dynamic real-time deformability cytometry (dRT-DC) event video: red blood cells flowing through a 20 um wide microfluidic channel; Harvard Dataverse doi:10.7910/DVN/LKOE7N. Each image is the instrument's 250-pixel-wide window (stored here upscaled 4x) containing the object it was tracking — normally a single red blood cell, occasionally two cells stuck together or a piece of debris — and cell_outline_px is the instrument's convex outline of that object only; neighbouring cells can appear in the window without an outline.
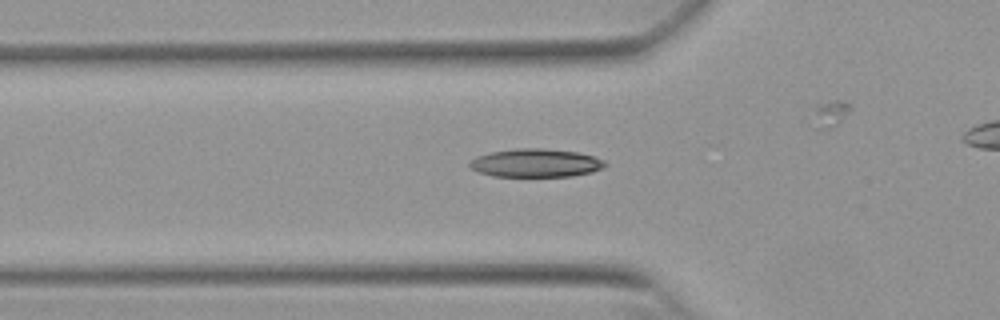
{"species": "Egyptian fruit bat (a non-hibernating species)", "species_latin": "Rousettus aegyptiacus", "temperature_condition": "warm", "stored_images_in_passage": 42, "camera_frame_rate_fps": 3000, "um_per_image_px": 0.085, "animal": {"sex": "female"}, "frame": {"image": 1, "passage_image": 18, "time_ms": 5.667, "image_size_px": [1000, 320], "cell_outline_px": [[608, 164], [592, 172], [572, 176], [492, 176], [476, 172], [468, 164], [476, 156], [488, 152], [516, 148], [544, 148], [576, 152], [592, 156], [604, 160]], "centroid_in_image_um": [45.5, 13.85], "position_along_channel_um": 80.3, "area_um2": 22.37}}
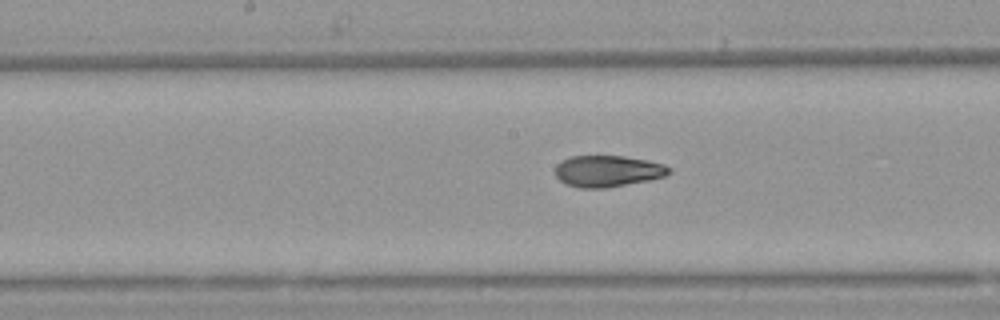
{"frame": {"image": 2, "passage_image": 27, "time_ms": 8.667, "image_size_px": [1000, 320], "cell_outline_px": [[672, 172], [664, 176], [648, 180], [608, 188], [580, 188], [568, 184], [560, 180], [556, 176], [556, 164], [572, 156], [624, 156], [648, 160], [664, 164], [672, 168]], "centroid_in_image_um": [51.69, 14.54], "position_along_channel_um": 196.5, "area_um2": 20.81}}
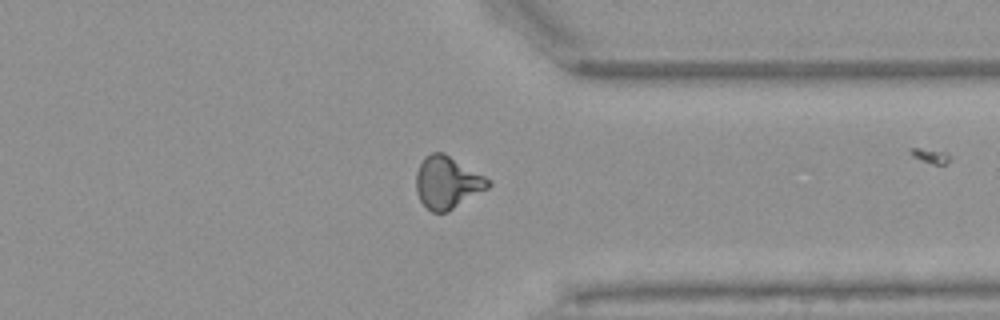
{"frame": {"image": 3, "passage_image": 41, "time_ms": 13.333, "image_size_px": [1000, 320], "cell_outline_px": [[492, 184], [488, 188], [448, 212], [432, 212], [420, 200], [416, 192], [416, 172], [424, 156], [432, 152], [444, 152], [492, 180]], "centroid_in_image_um": [38.03, 15.5], "position_along_channel_um": 373.4, "area_um2": 22.08}}